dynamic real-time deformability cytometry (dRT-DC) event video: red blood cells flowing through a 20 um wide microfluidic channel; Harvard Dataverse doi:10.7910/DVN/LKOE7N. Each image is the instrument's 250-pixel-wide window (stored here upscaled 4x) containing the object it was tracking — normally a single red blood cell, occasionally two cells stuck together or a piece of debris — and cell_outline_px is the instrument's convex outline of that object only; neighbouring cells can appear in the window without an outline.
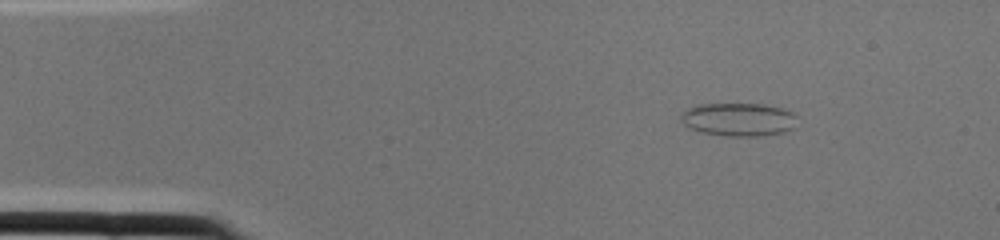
{"species": "common noctule bat (a hibernating species)", "species_latin": "Nyctalus noctula", "temperature_condition": "cold", "stored_images_in_passage": 2, "camera_frame_rate_fps": 3000, "um_per_image_px": 0.085, "animal": {"sex": "female", "body_mass_g": 22.0, "forearm_length_mm": 56.7}, "frame": {"image": 1, "passage_image": 2, "time_ms": 0.333, "image_size_px": [1000, 240], "cell_outline_px": [[796, 128], [784, 132], [764, 136], [728, 136], [700, 132], [688, 128], [680, 120], [680, 116], [688, 108], [696, 104], [764, 104], [780, 108], [792, 112], [796, 116]], "centroid_in_image_um": [62.78, 10.16], "position_along_channel_um": 22.2, "area_um2": 22.77}}